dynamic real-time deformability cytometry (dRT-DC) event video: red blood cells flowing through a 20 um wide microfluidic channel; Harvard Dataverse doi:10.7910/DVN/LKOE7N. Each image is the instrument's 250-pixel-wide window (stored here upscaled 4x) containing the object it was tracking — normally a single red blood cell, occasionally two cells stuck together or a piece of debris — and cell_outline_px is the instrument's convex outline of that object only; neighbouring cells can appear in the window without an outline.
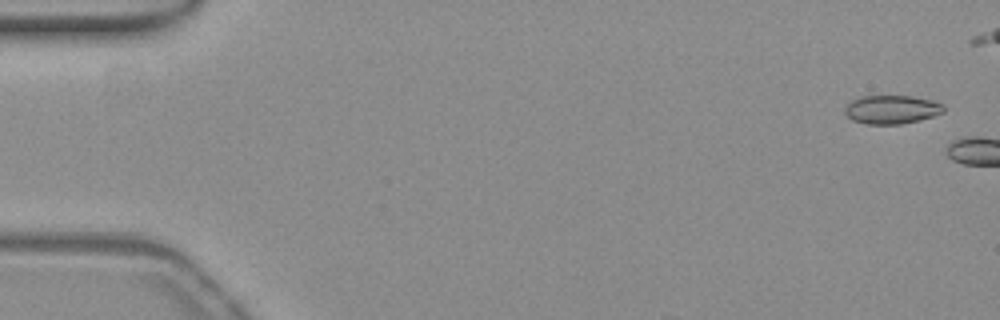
{"species": "common noctule bat (a hibernating species)", "species_latin": "Nyctalus noctula", "temperature_condition": "warm", "stored_images_in_passage": 6, "camera_frame_rate_fps": 3000, "um_per_image_px": 0.085, "animal": {"sex": "female", "body_mass_g": 19.3, "forearm_length_mm": 54.1}, "frame": {"image": 1, "passage_image": 2, "time_ms": 0.333, "image_size_px": [1000, 320], "cell_outline_px": [[944, 112], [920, 120], [900, 124], [864, 124], [852, 120], [844, 112], [844, 108], [852, 100], [860, 96], [912, 96], [932, 100], [944, 104]], "centroid_in_image_um": [75.79, 9.31], "position_along_channel_um": 9.2, "area_um2": 16.53}}